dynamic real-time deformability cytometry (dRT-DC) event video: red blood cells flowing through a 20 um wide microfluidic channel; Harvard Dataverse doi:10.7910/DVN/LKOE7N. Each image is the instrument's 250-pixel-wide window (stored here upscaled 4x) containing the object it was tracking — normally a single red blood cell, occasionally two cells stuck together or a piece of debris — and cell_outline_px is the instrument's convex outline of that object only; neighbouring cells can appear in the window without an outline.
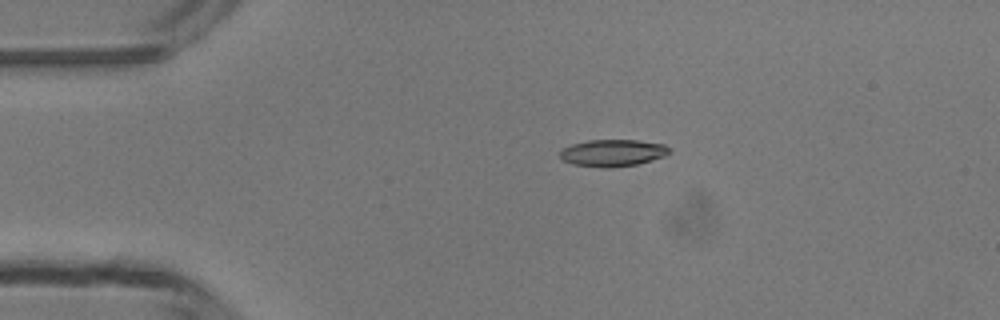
{"species": "common noctule bat (a hibernating species)", "species_latin": "Nyctalus noctula", "temperature_condition": "room temperature", "stored_images_in_passage": 3, "camera_frame_rate_fps": 3000, "um_per_image_px": 0.085, "animal": {"sex": "male", "body_mass_g": 13.3}, "frame": {"image": 1, "passage_image": 2, "time_ms": 1.0, "image_size_px": [1000, 320], "cell_outline_px": [[668, 152], [664, 156], [652, 160], [636, 164], [612, 168], [600, 168], [572, 164], [560, 160], [560, 152], [564, 148], [572, 144], [588, 140], [636, 140], [664, 144], [668, 148]], "centroid_in_image_um": [52.03, 13.01], "position_along_channel_um": 33.0, "area_um2": 17.17}}